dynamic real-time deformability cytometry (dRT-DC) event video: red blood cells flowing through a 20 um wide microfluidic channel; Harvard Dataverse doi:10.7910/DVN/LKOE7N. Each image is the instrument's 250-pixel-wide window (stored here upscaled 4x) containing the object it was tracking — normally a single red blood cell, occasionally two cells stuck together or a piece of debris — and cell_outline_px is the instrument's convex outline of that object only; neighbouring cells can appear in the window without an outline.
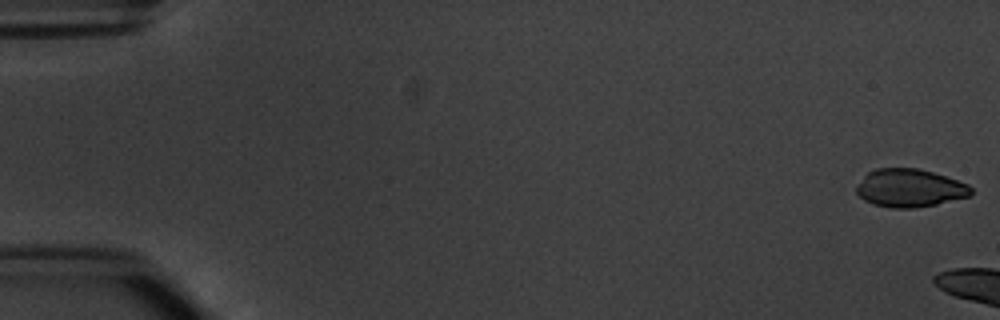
{"species": "common noctule bat (a hibernating species)", "species_latin": "Nyctalus noctula", "temperature_condition": "warm", "stored_images_in_passage": 3, "camera_frame_rate_fps": 3000, "um_per_image_px": 0.085, "animal": {"sex": "male", "body_mass_g": 20.1, "forearm_length_mm": 53.5}, "frame": {"image": 1, "passage_image": 1, "time_ms": 0.0, "image_size_px": [1000, 320], "cell_outline_px": [[972, 196], [936, 204], [916, 208], [892, 208], [872, 204], [864, 200], [856, 192], [856, 184], [868, 172], [876, 168], [916, 168], [932, 172], [968, 184], [972, 188]], "centroid_in_image_um": [77.31, 15.99], "position_along_channel_um": 7.7, "area_um2": 25.49}}